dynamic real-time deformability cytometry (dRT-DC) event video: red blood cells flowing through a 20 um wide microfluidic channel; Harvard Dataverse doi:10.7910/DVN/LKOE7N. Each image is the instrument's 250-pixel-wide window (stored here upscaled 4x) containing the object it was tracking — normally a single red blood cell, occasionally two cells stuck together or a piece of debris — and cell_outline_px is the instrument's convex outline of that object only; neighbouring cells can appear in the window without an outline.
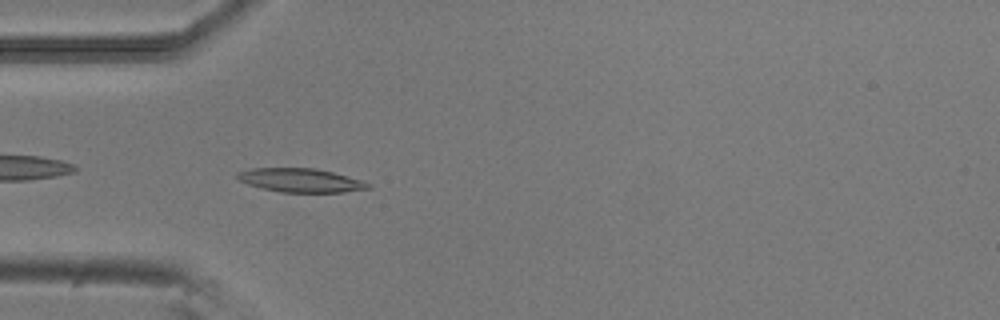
{"species": "common noctule bat (a hibernating species)", "species_latin": "Nyctalus noctula", "temperature_condition": "room temperature", "stored_images_in_passage": 9, "camera_frame_rate_fps": 3000, "um_per_image_px": 0.085, "animal": {"sex": "male", "body_mass_g": 20.5, "forearm_length_mm": 52.5}, "frame": {"image": 1, "passage_image": 3, "time_ms": 0.667, "image_size_px": [1000, 320], "cell_outline_px": [[372, 188], [344, 192], [280, 192], [248, 184], [240, 180], [236, 176], [236, 172], [252, 168], [312, 168], [332, 172], [360, 180], [372, 184]], "centroid_in_image_um": [25.56, 15.32], "position_along_channel_um": 59.4, "area_um2": 17.92}}
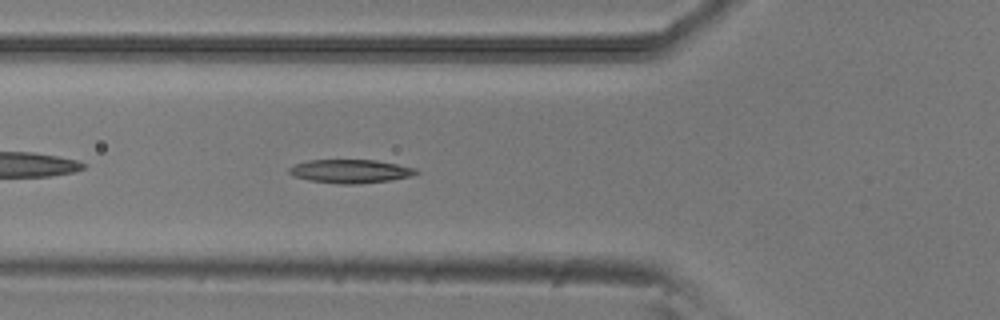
{"frame": {"image": 2, "passage_image": 6, "time_ms": 1.667, "image_size_px": [1000, 320], "cell_outline_px": [[420, 172], [412, 176], [392, 180], [356, 184], [336, 184], [308, 180], [292, 176], [288, 172], [288, 168], [296, 164], [308, 160], [376, 160], [416, 168]], "centroid_in_image_um": [29.78, 14.56], "position_along_channel_um": 96.0, "area_um2": 17.57}}
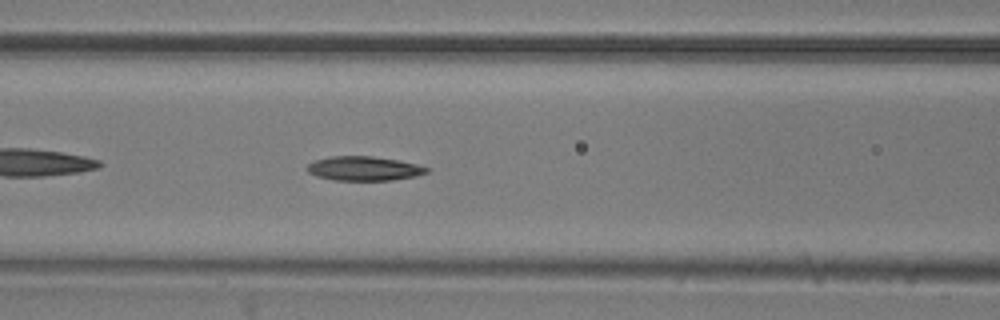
{"frame": {"image": 3, "passage_image": 9, "time_ms": 2.667, "image_size_px": [1000, 320], "cell_outline_px": [[428, 172], [416, 176], [392, 180], [332, 180], [316, 176], [308, 172], [308, 164], [316, 160], [332, 156], [372, 156], [396, 160], [416, 164], [428, 168]], "centroid_in_image_um": [30.93, 14.33], "position_along_channel_um": 135.7, "area_um2": 16.7}}